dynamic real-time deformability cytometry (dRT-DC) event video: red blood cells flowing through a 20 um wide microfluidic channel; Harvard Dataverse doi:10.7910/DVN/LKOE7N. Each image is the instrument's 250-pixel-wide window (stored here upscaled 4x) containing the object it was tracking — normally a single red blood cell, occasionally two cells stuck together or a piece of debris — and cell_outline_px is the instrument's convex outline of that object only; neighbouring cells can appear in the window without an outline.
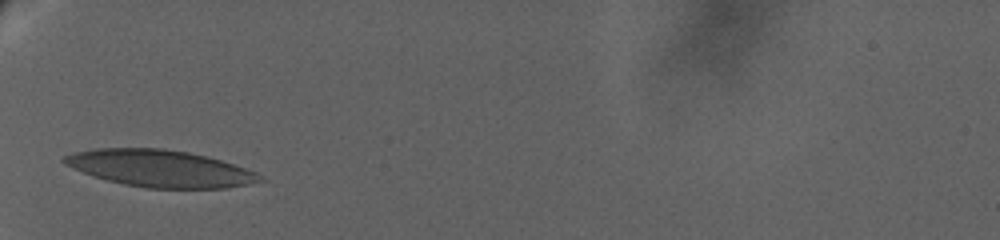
{"species": "human", "species_latin": "Homo sapiens", "temperature_condition": "warm", "stored_images_in_passage": 29, "camera_frame_rate_fps": 3000, "um_per_image_px": 0.085, "donor": {"sex": "female"}, "frame": {"image": 1, "passage_image": 1, "time_ms": 0.0, "image_size_px": [1000, 240], "cell_outline_px": [[268, 180], [248, 184], [224, 188], [148, 188], [124, 184], [108, 180], [72, 168], [64, 164], [60, 160], [64, 156], [72, 152], [96, 148], [164, 148], [188, 152], [220, 160], [256, 172]], "centroid_in_image_um": [13.59, 14.31], "position_along_channel_um": 71.4, "area_um2": 41.91}}
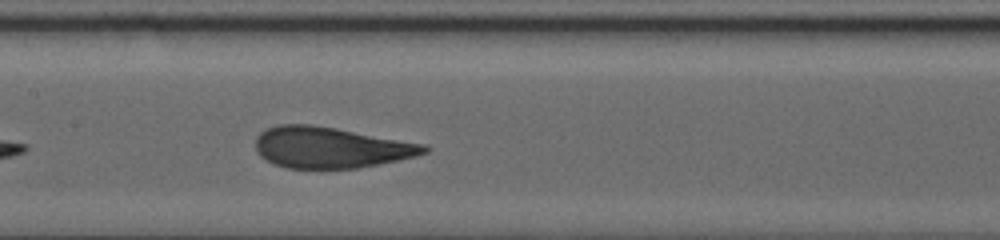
{"frame": {"image": 2, "passage_image": 9, "time_ms": 4.0, "image_size_px": [1000, 240], "cell_outline_px": [[432, 148], [428, 152], [416, 156], [356, 168], [288, 168], [272, 164], [260, 156], [256, 152], [256, 136], [260, 132], [268, 128], [280, 124], [308, 124], [336, 128], [424, 144]], "centroid_in_image_um": [28.07, 12.53], "position_along_channel_um": 179.3, "area_um2": 40.17}}
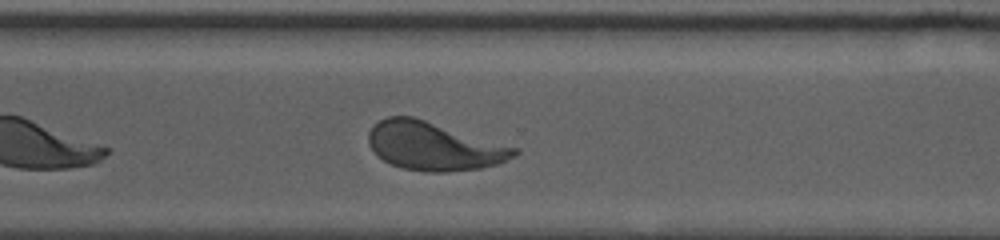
{"frame": {"image": 3, "passage_image": 18, "time_ms": 9.333, "image_size_px": [1000, 240], "cell_outline_px": [[520, 152], [516, 156], [496, 164], [480, 168], [448, 172], [428, 172], [404, 168], [392, 164], [376, 156], [368, 144], [368, 132], [380, 120], [388, 116], [412, 116], [516, 148]], "centroid_in_image_um": [36.84, 12.43], "position_along_channel_um": 333.8, "area_um2": 40.58}, "authors_computed_cell_mechanics": {"area_um2": 41.2114, "velocity_mm_per_s": 2.906, "shape_relaxation_time_tau1_ms": 4.6462, "shape_relaxation_time_tau2_ms": null, "deformation_change_tau1": 0.1768, "deformation_change_tau2": null}}